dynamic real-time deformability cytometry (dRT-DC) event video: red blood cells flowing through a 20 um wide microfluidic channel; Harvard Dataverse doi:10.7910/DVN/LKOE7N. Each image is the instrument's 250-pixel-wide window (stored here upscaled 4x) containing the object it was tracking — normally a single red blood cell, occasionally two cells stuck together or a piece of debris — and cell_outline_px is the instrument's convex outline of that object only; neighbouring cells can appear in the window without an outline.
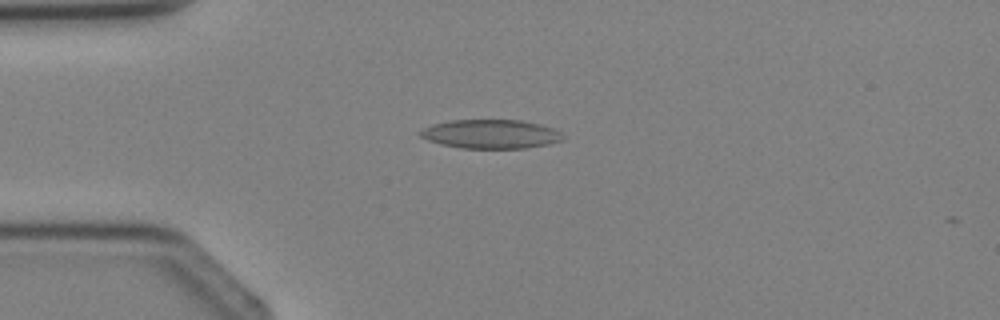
{"species": "Egyptian fruit bat (a non-hibernating species)", "species_latin": "Rousettus aegyptiacus", "temperature_condition": "cold", "stored_images_in_passage": 1, "camera_frame_rate_fps": 3000, "um_per_image_px": 0.085, "animal": {"sex": "female"}, "frame": {"image": 1, "passage_image": 1, "time_ms": 0.0, "image_size_px": [1000, 320], "cell_outline_px": [[564, 140], [548, 144], [528, 148], [460, 148], [440, 144], [428, 140], [420, 136], [420, 132], [424, 128], [432, 124], [452, 120], [520, 120], [540, 124], [552, 128], [560, 132], [564, 136]], "centroid_in_image_um": [41.74, 11.4], "position_along_channel_um": 43.3, "area_um2": 24.04}}